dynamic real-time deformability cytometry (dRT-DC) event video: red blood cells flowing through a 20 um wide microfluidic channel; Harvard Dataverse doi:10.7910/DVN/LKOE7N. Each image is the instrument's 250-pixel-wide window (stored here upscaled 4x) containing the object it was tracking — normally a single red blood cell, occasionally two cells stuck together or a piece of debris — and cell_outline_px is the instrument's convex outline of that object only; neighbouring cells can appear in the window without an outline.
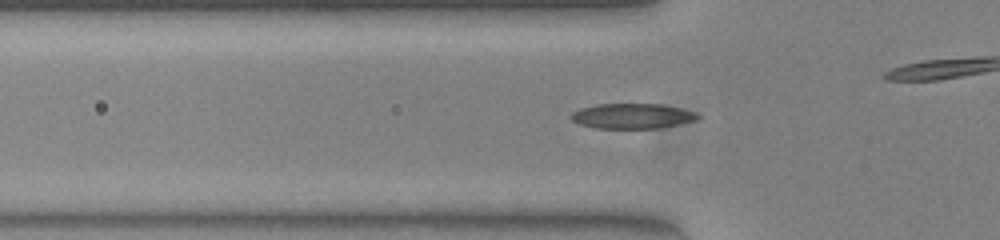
{"species": "common noctule bat (a hibernating species)", "species_latin": "Nyctalus noctula", "temperature_condition": "warm", "stored_images_in_passage": 33, "camera_frame_rate_fps": 3000, "um_per_image_px": 0.085, "animal": {"sex": "female", "body_mass_g": 23.0, "forearm_length_mm": 53.4}, "frame": {"image": 1, "passage_image": 8, "time_ms": 2.333, "image_size_px": [1000, 240], "cell_outline_px": [[700, 116], [696, 120], [660, 128], [596, 128], [580, 124], [572, 120], [572, 112], [580, 108], [600, 104], [660, 104], [696, 112]], "centroid_in_image_um": [53.75, 9.86], "position_along_channel_um": 72.1, "area_um2": 18.32}}
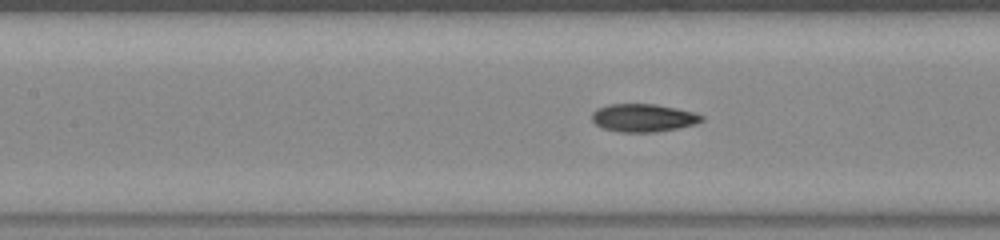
{"frame": {"image": 2, "passage_image": 14, "time_ms": 4.333, "image_size_px": [1000, 240], "cell_outline_px": [[704, 120], [692, 124], [676, 128], [656, 132], [620, 132], [604, 128], [596, 124], [592, 120], [592, 112], [600, 108], [612, 104], [652, 104], [692, 112], [704, 116]], "centroid_in_image_um": [54.65, 10.02], "position_along_channel_um": 152.7, "area_um2": 17.4}}
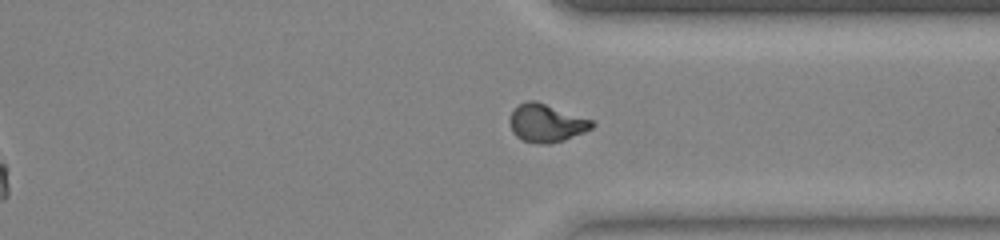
{"frame": {"image": 3, "passage_image": 30, "time_ms": 9.667, "image_size_px": [1000, 240], "cell_outline_px": [[596, 124], [592, 128], [584, 132], [564, 140], [548, 144], [536, 144], [520, 140], [512, 132], [512, 112], [520, 104], [528, 100], [536, 100], [592, 120]], "centroid_in_image_um": [46.47, 10.48], "position_along_channel_um": 364.9, "area_um2": 18.03}}